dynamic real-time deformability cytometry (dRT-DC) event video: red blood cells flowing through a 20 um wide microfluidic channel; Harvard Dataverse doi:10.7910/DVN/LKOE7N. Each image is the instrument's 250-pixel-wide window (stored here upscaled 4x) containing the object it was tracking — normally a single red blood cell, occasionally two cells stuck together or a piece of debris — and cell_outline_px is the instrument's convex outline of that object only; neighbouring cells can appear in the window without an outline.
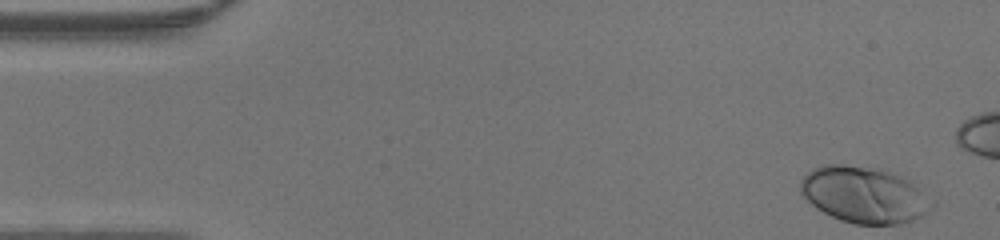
{"species": "human", "species_latin": "Homo sapiens", "temperature_condition": "warm", "stored_images_in_passage": 37, "camera_frame_rate_fps": 3000, "um_per_image_px": 0.085, "donor": {"sex": "male"}, "frame": {"image": 1, "passage_image": 1, "time_ms": 0.0, "image_size_px": [1000, 240], "cell_outline_px": [[936, 204], [928, 212], [912, 220], [900, 224], [856, 224], [840, 220], [816, 208], [800, 192], [800, 180], [812, 168], [824, 164], [844, 164], [888, 168], [908, 180], [936, 200]], "centroid_in_image_um": [73.49, 16.53], "position_along_channel_um": 11.5, "area_um2": 43.81}}
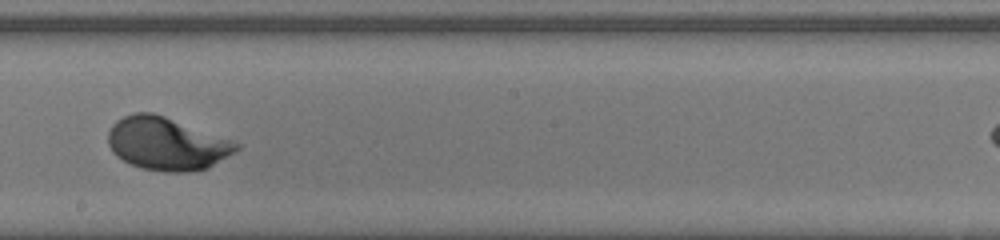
{"frame": {"image": 2, "passage_image": 25, "time_ms": 8.0, "image_size_px": [1000, 240], "cell_outline_px": [[240, 148], [236, 152], [208, 168], [192, 172], [164, 172], [144, 168], [132, 164], [116, 156], [112, 152], [108, 144], [108, 132], [112, 124], [116, 120], [124, 116], [136, 112], [152, 112], [236, 140], [240, 144]], "centroid_in_image_um": [14.21, 12.21], "position_along_channel_um": 234.0, "area_um2": 39.88}}
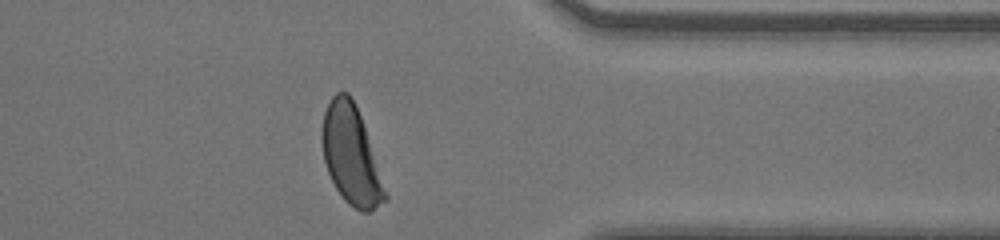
{"frame": {"image": 3, "passage_image": 36, "time_ms": 11.667, "image_size_px": [1000, 240], "cell_outline_px": [[388, 200], [372, 212], [360, 212], [348, 204], [344, 200], [336, 188], [328, 172], [324, 160], [320, 140], [320, 136], [324, 112], [332, 96], [336, 92], [348, 92], [356, 104], [388, 196]], "centroid_in_image_um": [29.82, 13.21], "position_along_channel_um": 381.6, "area_um2": 36.18}}